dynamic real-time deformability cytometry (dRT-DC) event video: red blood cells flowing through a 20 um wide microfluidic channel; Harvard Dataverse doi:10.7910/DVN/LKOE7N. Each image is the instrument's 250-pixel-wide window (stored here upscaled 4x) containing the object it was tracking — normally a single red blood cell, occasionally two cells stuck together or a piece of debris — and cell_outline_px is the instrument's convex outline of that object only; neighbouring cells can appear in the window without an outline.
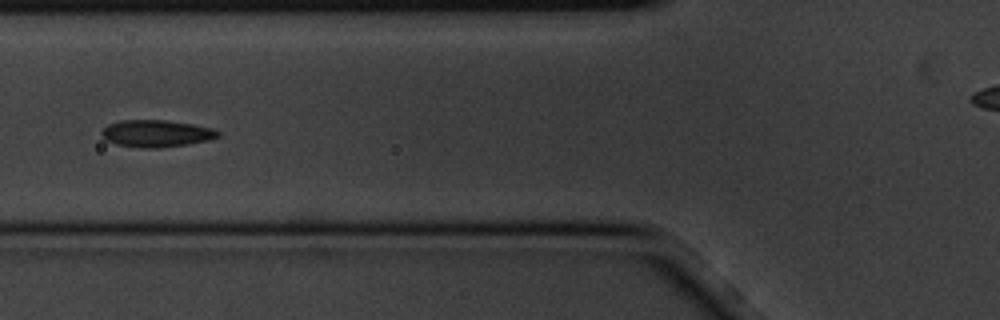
{"species": "common noctule bat (a hibernating species)", "species_latin": "Nyctalus noctula", "temperature_condition": "cold", "stored_images_in_passage": 10, "camera_frame_rate_fps": 3000, "um_per_image_px": 0.085, "animal": {"sex": "male", "body_mass_g": 20.1, "forearm_length_mm": 53.5}, "frame": {"image": 1, "passage_image": 6, "time_ms": 1.667, "image_size_px": [1000, 320], "cell_outline_px": [[220, 136], [208, 140], [188, 144], [156, 148], [144, 148], [116, 144], [104, 140], [100, 132], [108, 124], [120, 120], [164, 120], [192, 124], [212, 128], [220, 132]], "centroid_in_image_um": [13.26, 11.34], "position_along_channel_um": 112.5, "area_um2": 18.32}}
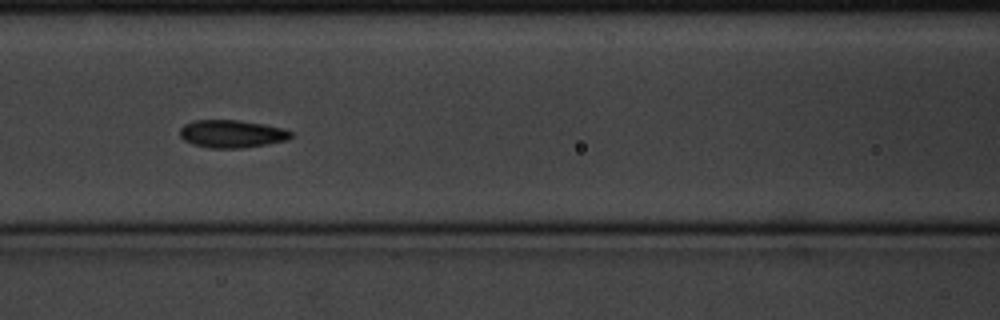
{"frame": {"image": 2, "passage_image": 7, "time_ms": 2.0, "image_size_px": [1000, 320], "cell_outline_px": [[292, 136], [288, 140], [268, 144], [240, 148], [208, 148], [192, 144], [184, 140], [180, 136], [180, 128], [184, 124], [196, 120], [236, 120], [264, 124], [284, 128], [292, 132]], "centroid_in_image_um": [19.71, 11.38], "position_along_channel_um": 146.9, "area_um2": 18.03}}
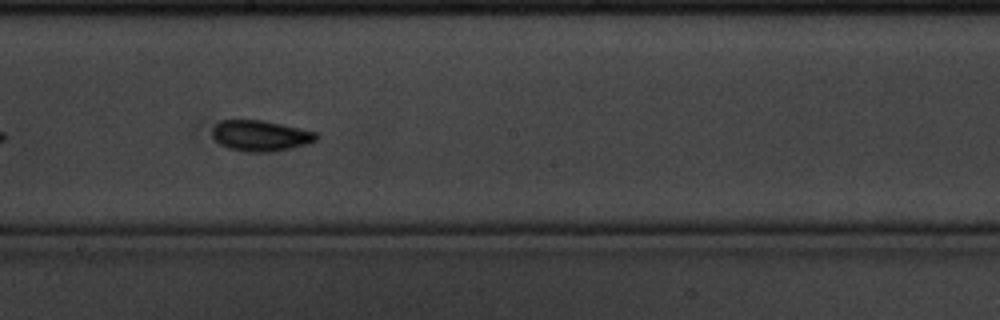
{"frame": {"image": 3, "passage_image": 9, "time_ms": 2.667, "image_size_px": [1000, 320], "cell_outline_px": [[320, 136], [316, 140], [308, 144], [272, 152], [244, 152], [228, 148], [220, 144], [212, 136], [212, 128], [220, 120], [264, 120], [316, 132]], "centroid_in_image_um": [22.14, 11.54], "position_along_channel_um": 226.1, "area_um2": 18.79}}